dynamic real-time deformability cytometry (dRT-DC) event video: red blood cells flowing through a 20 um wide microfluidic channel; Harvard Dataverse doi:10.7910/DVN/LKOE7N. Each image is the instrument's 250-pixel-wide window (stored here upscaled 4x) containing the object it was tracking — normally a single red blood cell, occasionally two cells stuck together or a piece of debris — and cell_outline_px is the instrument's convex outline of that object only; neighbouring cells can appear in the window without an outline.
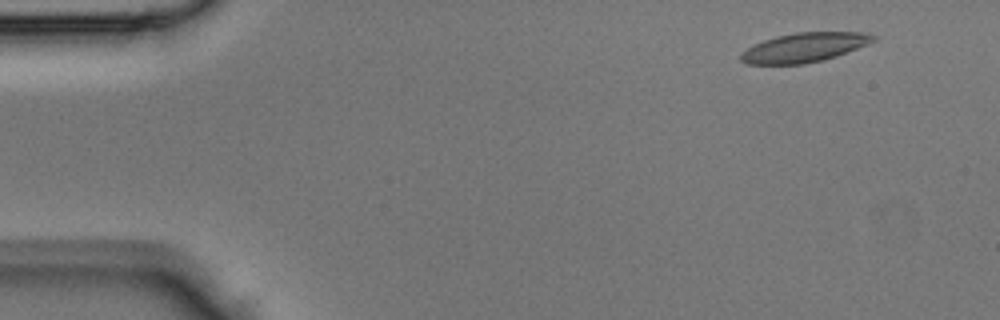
{"species": "Egyptian fruit bat (a non-hibernating species)", "species_latin": "Rousettus aegyptiacus", "temperature_condition": "room temperature", "stored_images_in_passage": 44, "camera_frame_rate_fps": 3000, "um_per_image_px": 0.085, "animal": {"sex": "male"}, "frame": {"image": 1, "passage_image": 4, "time_ms": 1.0, "image_size_px": [1000, 320], "cell_outline_px": [[876, 40], [868, 44], [836, 56], [824, 60], [804, 64], [748, 64], [740, 60], [740, 56], [748, 48], [764, 40], [776, 36], [796, 32], [868, 32], [876, 36]], "centroid_in_image_um": [68.41, 4.03], "position_along_channel_um": 16.6, "area_um2": 22.54}}
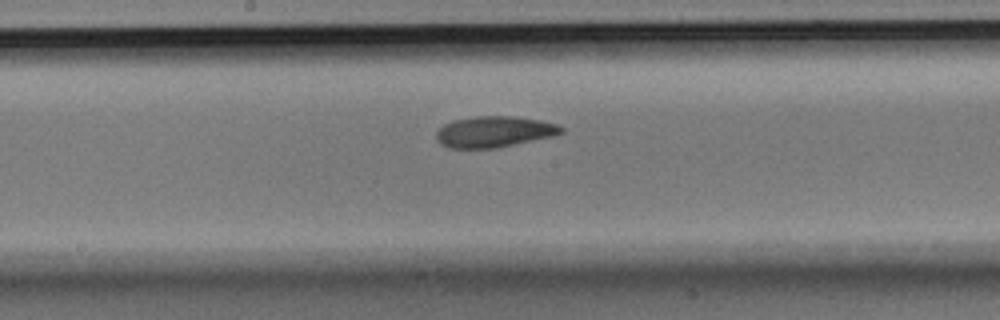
{"frame": {"image": 2, "passage_image": 23, "time_ms": 7.333, "image_size_px": [1000, 320], "cell_outline_px": [[564, 132], [552, 136], [496, 148], [448, 148], [440, 144], [436, 140], [436, 132], [444, 124], [452, 120], [476, 116], [512, 116], [540, 120], [556, 124], [564, 128]], "centroid_in_image_um": [41.97, 11.2], "position_along_channel_um": 206.2, "area_um2": 22.6}}
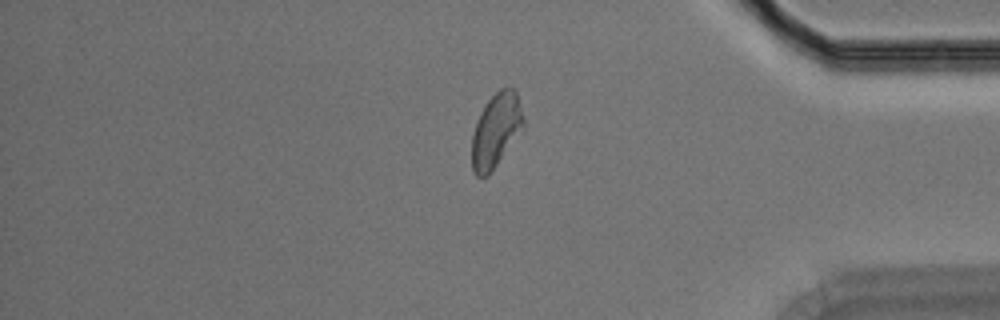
{"frame": {"image": 3, "passage_image": 37, "time_ms": 12.0, "image_size_px": [1000, 320], "cell_outline_px": [[524, 128], [488, 176], [476, 176], [472, 172], [472, 136], [480, 112], [488, 100], [500, 88], [516, 88], [524, 116]], "centroid_in_image_um": [42.18, 11.07], "position_along_channel_um": 393.0, "area_um2": 22.31}}